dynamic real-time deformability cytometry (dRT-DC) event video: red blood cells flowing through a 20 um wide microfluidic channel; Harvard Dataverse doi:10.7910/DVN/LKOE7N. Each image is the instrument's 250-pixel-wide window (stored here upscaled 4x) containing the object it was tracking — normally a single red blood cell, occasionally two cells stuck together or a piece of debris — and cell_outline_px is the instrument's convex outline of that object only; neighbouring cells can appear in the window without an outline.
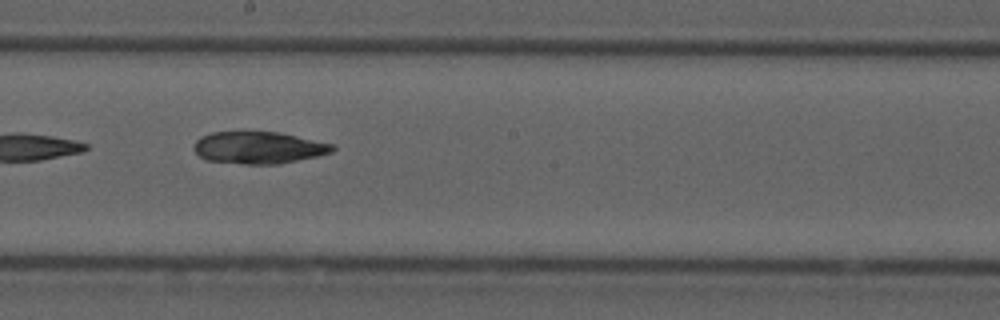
{"species": "common noctule bat (a hibernating species)", "species_latin": "Nyctalus noctula", "temperature_condition": "cold", "stored_images_in_passage": 9, "camera_frame_rate_fps": 3000, "um_per_image_px": 0.085, "animal": {"sex": "male", "forearm_length_mm": 52.5}, "frame": {"image": 1, "passage_image": 8, "time_ms": 8.333, "image_size_px": [1000, 320], "cell_outline_px": [[336, 148], [332, 152], [320, 156], [280, 164], [244, 164], [208, 160], [200, 156], [192, 148], [196, 140], [200, 136], [212, 132], [280, 132], [332, 144]], "centroid_in_image_um": [21.99, 12.55], "position_along_channel_um": 226.2, "area_um2": 25.95}}